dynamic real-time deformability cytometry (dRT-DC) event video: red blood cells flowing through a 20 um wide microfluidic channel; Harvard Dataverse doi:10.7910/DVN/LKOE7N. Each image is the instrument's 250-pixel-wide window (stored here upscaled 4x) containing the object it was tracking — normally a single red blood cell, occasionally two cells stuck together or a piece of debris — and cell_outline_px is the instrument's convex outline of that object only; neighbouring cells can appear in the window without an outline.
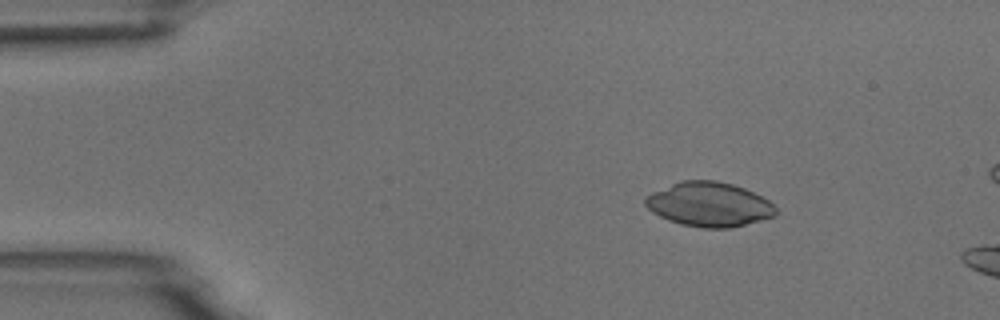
{"species": "common noctule bat (a hibernating species)", "species_latin": "Nyctalus noctula", "temperature_condition": "room temperature", "stored_images_in_passage": 5, "camera_frame_rate_fps": 3000, "um_per_image_px": 0.085, "animal": {"sex": "male", "body_mass_g": 18.8}, "frame": {"image": 1, "passage_image": 3, "time_ms": 2.333, "image_size_px": [1000, 320], "cell_outline_px": [[776, 216], [728, 228], [700, 228], [680, 224], [668, 220], [652, 212], [644, 204], [644, 196], [652, 192], [680, 180], [716, 180], [732, 184], [744, 188], [768, 200], [776, 208]], "centroid_in_image_um": [60.23, 17.37], "position_along_channel_um": 24.8, "area_um2": 33.76}}